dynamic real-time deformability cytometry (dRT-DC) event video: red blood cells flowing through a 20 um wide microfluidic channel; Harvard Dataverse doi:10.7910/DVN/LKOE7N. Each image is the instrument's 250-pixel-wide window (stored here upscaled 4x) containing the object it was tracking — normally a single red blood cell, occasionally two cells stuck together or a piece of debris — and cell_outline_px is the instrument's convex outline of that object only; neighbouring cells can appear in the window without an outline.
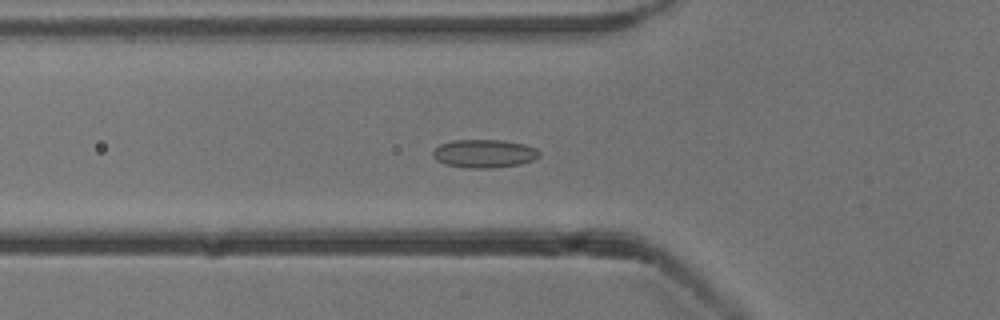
{"species": "common noctule bat (a hibernating species)", "species_latin": "Nyctalus noctula", "temperature_condition": "cold", "stored_images_in_passage": 46, "camera_frame_rate_fps": 3000, "um_per_image_px": 0.085, "animal": {"sex": "male", "body_mass_g": 13.3}, "frame": {"image": 1, "passage_image": 11, "time_ms": 3.333, "image_size_px": [1000, 320], "cell_outline_px": [[540, 156], [532, 160], [520, 164], [492, 168], [468, 168], [444, 164], [436, 160], [432, 156], [432, 152], [440, 144], [452, 140], [504, 140], [524, 144], [536, 148], [540, 152]], "centroid_in_image_um": [41.15, 13.05], "position_along_channel_um": 84.7, "area_um2": 17.63}}
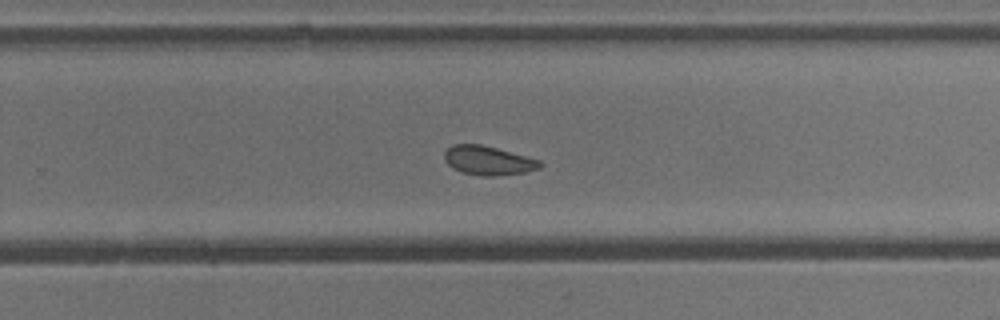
{"frame": {"image": 2, "passage_image": 27, "time_ms": 8.667, "image_size_px": [1000, 320], "cell_outline_px": [[544, 164], [540, 168], [524, 172], [492, 176], [484, 176], [460, 172], [452, 168], [444, 160], [444, 152], [452, 144], [480, 144], [496, 148], [540, 160]], "centroid_in_image_um": [41.47, 13.64], "position_along_channel_um": 288.3, "area_um2": 16.13}}
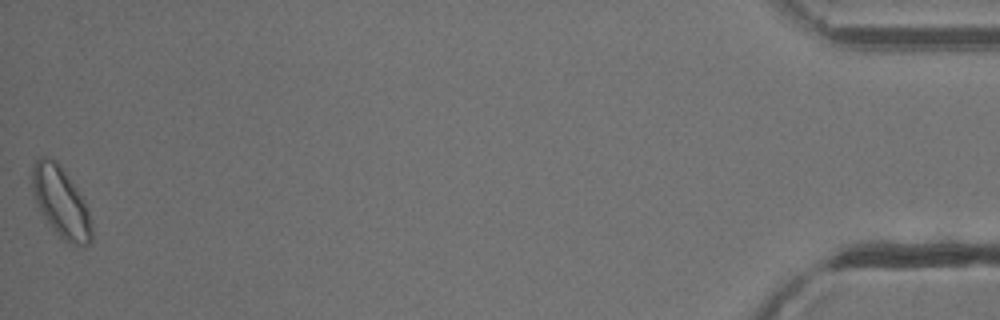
{"frame": {"image": 3, "passage_image": 46, "time_ms": 15.0, "image_size_px": [1000, 320], "cell_outline_px": [[92, 240], [84, 248], [80, 248], [68, 244], [56, 232], [44, 216], [36, 200], [32, 188], [32, 168], [36, 160], [40, 156], [48, 156], [56, 160], [64, 168], [84, 200], [88, 208], [92, 224]], "centroid_in_image_um": [5.22, 17.19], "position_along_channel_um": 430.0, "area_um2": 24.62}, "authors_computed_cell_mechanics": {"area_um2": 17.3978, "velocity_mm_per_s": 3.8104, "shape_relaxation_time_tau1_ms": null, "shape_relaxation_time_tau2_ms": 3.0715, "deformation_change_tau1": null, "deformation_change_tau2": 0.0752}}